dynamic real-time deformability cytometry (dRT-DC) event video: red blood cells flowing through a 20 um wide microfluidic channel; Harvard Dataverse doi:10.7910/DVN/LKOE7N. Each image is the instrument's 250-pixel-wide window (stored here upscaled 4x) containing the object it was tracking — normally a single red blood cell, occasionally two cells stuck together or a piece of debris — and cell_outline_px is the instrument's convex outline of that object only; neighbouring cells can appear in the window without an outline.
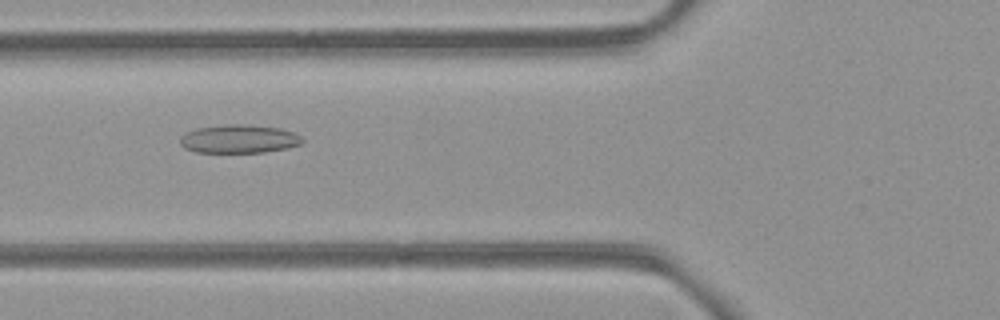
{"species": "common noctule bat (a hibernating species)", "species_latin": "Nyctalus noctula", "temperature_condition": "room temperature", "stored_images_in_passage": 42, "camera_frame_rate_fps": 3000, "um_per_image_px": 0.085, "animal": {"sex": "female", "body_mass_g": 21.9}, "frame": {"image": 1, "passage_image": 10, "time_ms": 3.0, "image_size_px": [1000, 320], "cell_outline_px": [[304, 140], [300, 144], [288, 148], [264, 152], [196, 152], [184, 148], [180, 144], [180, 136], [196, 128], [224, 124], [244, 124], [280, 128], [292, 132], [300, 136]], "centroid_in_image_um": [20.3, 11.8], "position_along_channel_um": 105.5, "area_um2": 20.23}}
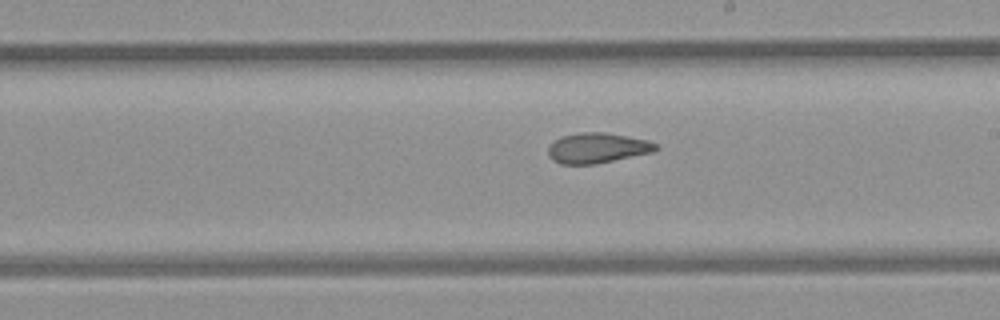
{"frame": {"image": 2, "passage_image": 20, "time_ms": 6.333, "image_size_px": [1000, 320], "cell_outline_px": [[660, 148], [652, 152], [596, 164], [560, 164], [552, 160], [548, 156], [548, 148], [560, 136], [580, 132], [604, 132], [648, 140], [656, 144]], "centroid_in_image_um": [50.76, 12.58], "position_along_channel_um": 238.2, "area_um2": 18.96}}
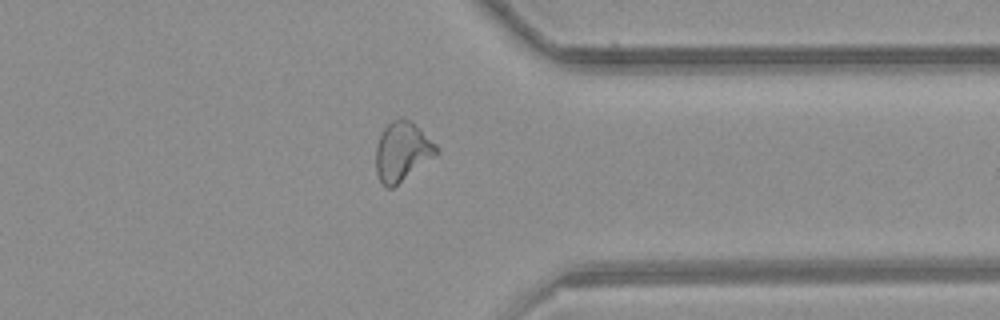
{"frame": {"image": 3, "passage_image": 31, "time_ms": 10.0, "image_size_px": [1000, 320], "cell_outline_px": [[440, 152], [392, 188], [388, 188], [380, 180], [376, 172], [376, 144], [384, 128], [392, 120], [400, 116], [408, 120], [420, 128], [440, 148]], "centroid_in_image_um": [34.19, 12.85], "position_along_channel_um": 377.2, "area_um2": 20.75}, "authors_computed_cell_mechanics": {"area_um2": 20.2011, "velocity_mm_per_s": 3.97, "shape_relaxation_time_tau1_ms": null, "shape_relaxation_time_tau2_ms": 2.7781, "deformation_change_tau1": null, "deformation_change_tau2": 0.1007}}